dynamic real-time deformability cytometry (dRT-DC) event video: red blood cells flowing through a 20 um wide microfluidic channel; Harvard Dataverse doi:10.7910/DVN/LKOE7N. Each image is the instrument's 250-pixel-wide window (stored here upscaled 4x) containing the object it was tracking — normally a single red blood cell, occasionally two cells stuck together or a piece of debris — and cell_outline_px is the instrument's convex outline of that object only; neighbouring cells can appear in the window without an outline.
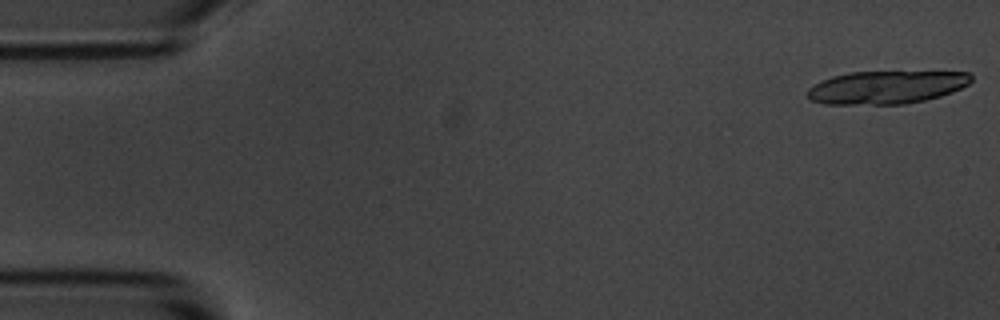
{"species": "common noctule bat (a hibernating species)", "species_latin": "Nyctalus noctula", "temperature_condition": "room temperature", "stored_images_in_passage": 20, "camera_frame_rate_fps": 3000, "um_per_image_px": 0.085, "animal": {"sex": "male", "body_mass_g": 20.1, "forearm_length_mm": 53.5}, "frame": {"image": 1, "passage_image": 1, "time_ms": 0.0, "image_size_px": [1000, 320], "cell_outline_px": [[972, 80], [968, 84], [952, 92], [940, 96], [924, 100], [904, 104], [824, 104], [812, 100], [808, 96], [808, 88], [820, 80], [832, 76], [848, 72], [972, 72]], "centroid_in_image_um": [75.34, 7.41], "position_along_channel_um": 9.7, "area_um2": 31.44}}